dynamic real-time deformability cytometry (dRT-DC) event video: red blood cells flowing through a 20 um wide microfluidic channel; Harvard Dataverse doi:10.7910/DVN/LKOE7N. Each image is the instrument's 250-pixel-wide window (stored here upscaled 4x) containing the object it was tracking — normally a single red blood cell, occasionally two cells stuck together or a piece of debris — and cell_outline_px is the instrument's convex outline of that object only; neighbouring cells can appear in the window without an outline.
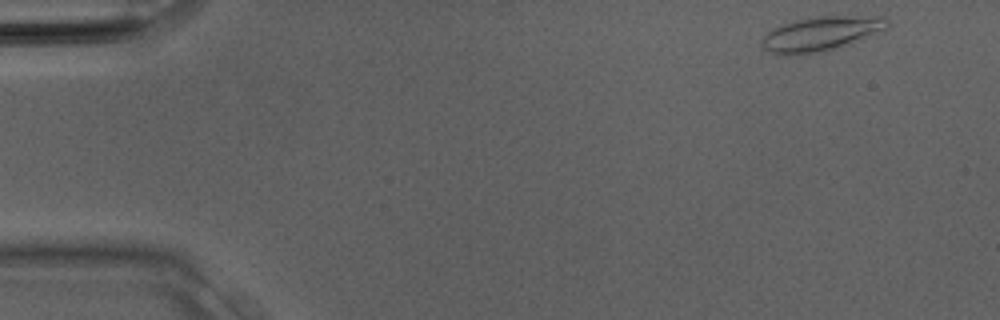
{"species": "Egyptian fruit bat (a non-hibernating species)", "species_latin": "Rousettus aegyptiacus", "temperature_condition": "room temperature", "stored_images_in_passage": 31, "camera_frame_rate_fps": 3000, "um_per_image_px": 0.085, "animal": {"sex": "male"}, "frame": {"image": 1, "passage_image": 1, "time_ms": 0.0, "image_size_px": [1000, 320], "cell_outline_px": [[888, 28], [836, 48], [824, 52], [792, 56], [776, 56], [768, 52], [760, 44], [764, 36], [772, 28], [796, 20], [816, 16], [884, 16], [888, 20]], "centroid_in_image_um": [69.71, 2.89], "position_along_channel_um": 15.3, "area_um2": 25.32}}
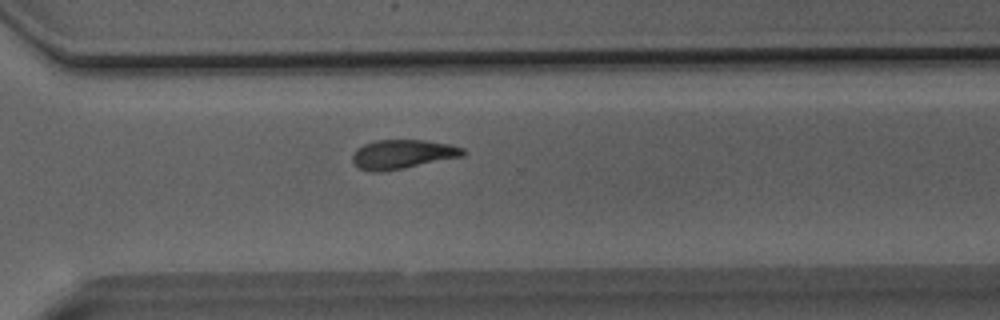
{"frame": {"image": 2, "passage_image": 22, "time_ms": 7.0, "image_size_px": [1000, 320], "cell_outline_px": [[464, 156], [404, 168], [380, 172], [372, 172], [360, 168], [352, 160], [352, 156], [364, 144], [376, 140], [424, 140], [452, 144], [464, 148]], "centroid_in_image_um": [34.26, 13.11], "position_along_channel_um": 336.3, "area_um2": 18.61}}
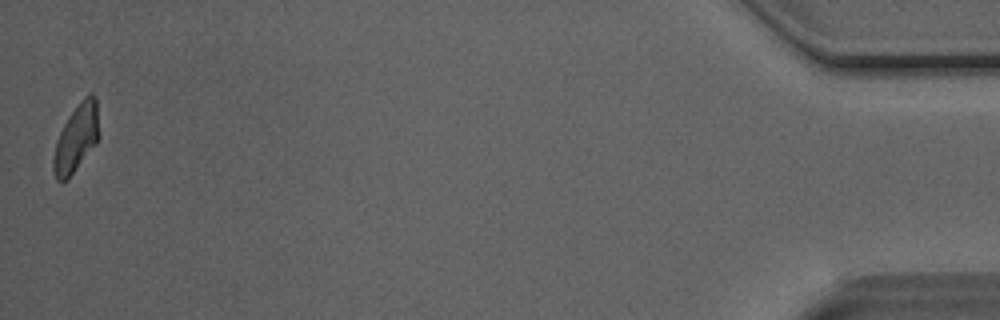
{"frame": {"image": 3, "passage_image": 31, "time_ms": 10.0, "image_size_px": [1000, 320], "cell_outline_px": [[100, 136], [96, 144], [72, 172], [64, 180], [56, 180], [52, 168], [52, 160], [56, 140], [68, 116], [84, 96], [88, 92], [92, 92], [96, 96]], "centroid_in_image_um": [6.5, 11.67], "position_along_channel_um": 428.7, "area_um2": 17.92}}